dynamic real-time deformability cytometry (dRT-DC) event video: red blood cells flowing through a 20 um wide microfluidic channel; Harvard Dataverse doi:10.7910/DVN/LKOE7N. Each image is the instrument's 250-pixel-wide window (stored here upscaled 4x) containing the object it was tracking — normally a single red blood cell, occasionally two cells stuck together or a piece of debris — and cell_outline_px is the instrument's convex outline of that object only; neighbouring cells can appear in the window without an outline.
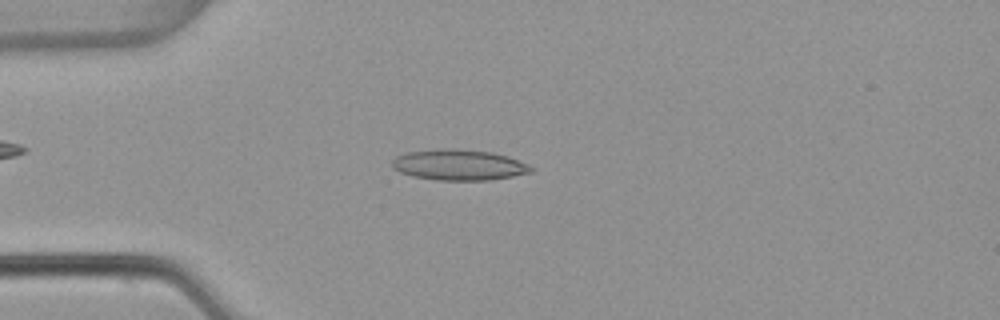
{"species": "common noctule bat (a hibernating species)", "species_latin": "Nyctalus noctula", "temperature_condition": "warm", "stored_images_in_passage": 52, "camera_frame_rate_fps": 3000, "um_per_image_px": 0.085, "animal": {"sex": "female", "body_mass_g": 22.7, "forearm_length_mm": 54.2}, "frame": {"image": 1, "passage_image": 13, "time_ms": 4.0, "image_size_px": [1000, 320], "cell_outline_px": [[536, 168], [532, 172], [512, 176], [488, 180], [436, 180], [412, 176], [400, 172], [392, 168], [392, 160], [396, 156], [408, 152], [440, 148], [456, 148], [492, 152], [508, 156], [528, 164]], "centroid_in_image_um": [39.01, 14.01], "position_along_channel_um": 46.0, "area_um2": 25.09}}
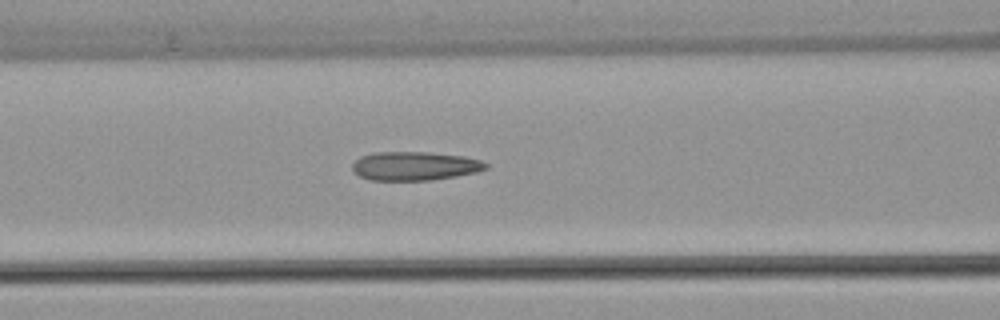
{"frame": {"image": 2, "passage_image": 21, "time_ms": 6.667, "image_size_px": [1000, 320], "cell_outline_px": [[488, 168], [476, 172], [456, 176], [428, 180], [372, 180], [360, 176], [352, 168], [352, 164], [360, 156], [376, 152], [428, 152], [464, 156], [480, 160], [488, 164]], "centroid_in_image_um": [35.26, 14.1], "position_along_channel_um": 131.3, "area_um2": 22.25}}
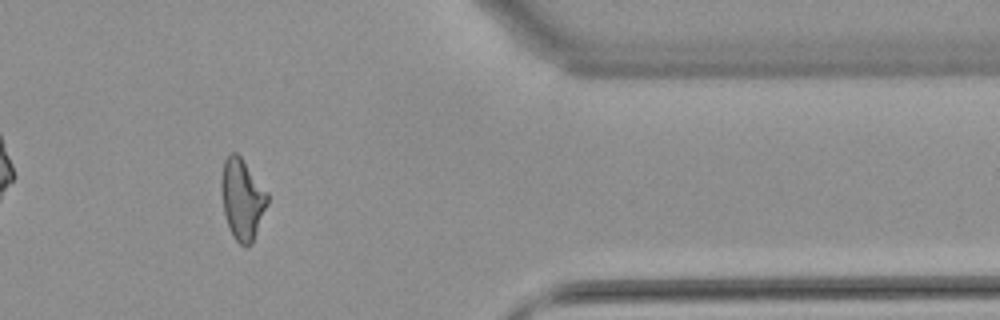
{"frame": {"image": 3, "passage_image": 43, "time_ms": 14.0, "image_size_px": [1000, 320], "cell_outline_px": [[268, 204], [252, 244], [244, 248], [232, 236], [228, 228], [224, 212], [220, 188], [220, 180], [224, 160], [232, 152], [236, 152], [240, 156], [268, 192]], "centroid_in_image_um": [20.58, 16.95], "position_along_channel_um": 390.8, "area_um2": 21.96}, "authors_computed_cell_mechanics": {"area_um2": 22.1663, "velocity_mm_per_s": 3.8504, "shape_relaxation_time_tau1_ms": 8.8435, "shape_relaxation_time_tau2_ms": 1.6035, "deformation_change_tau1": 0.2825, "deformation_change_tau2": 0.1179}}